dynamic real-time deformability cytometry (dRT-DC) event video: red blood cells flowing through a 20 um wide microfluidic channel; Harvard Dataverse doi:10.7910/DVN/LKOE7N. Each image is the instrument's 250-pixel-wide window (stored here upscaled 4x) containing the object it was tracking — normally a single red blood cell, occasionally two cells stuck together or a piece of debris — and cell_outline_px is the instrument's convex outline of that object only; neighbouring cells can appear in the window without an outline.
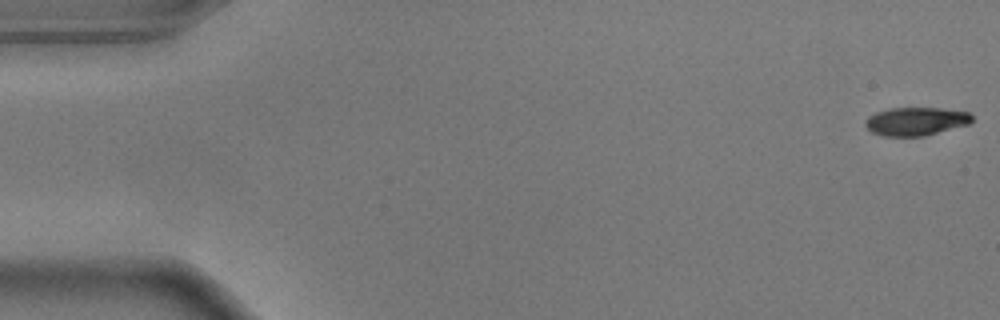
{"species": "common noctule bat (a hibernating species)", "species_latin": "Nyctalus noctula", "temperature_condition": "warm", "stored_images_in_passage": 55, "camera_frame_rate_fps": 3000, "um_per_image_px": 0.085, "animal": {"sex": "male", "body_mass_g": 17.9}, "frame": {"image": 1, "passage_image": 1, "time_ms": 0.0, "image_size_px": [1000, 320], "cell_outline_px": [[972, 120], [968, 124], [924, 136], [884, 136], [872, 132], [864, 124], [864, 120], [868, 116], [876, 112], [888, 108], [940, 108], [968, 112], [972, 116]], "centroid_in_image_um": [77.81, 10.31], "position_along_channel_um": 7.2, "area_um2": 17.51}}
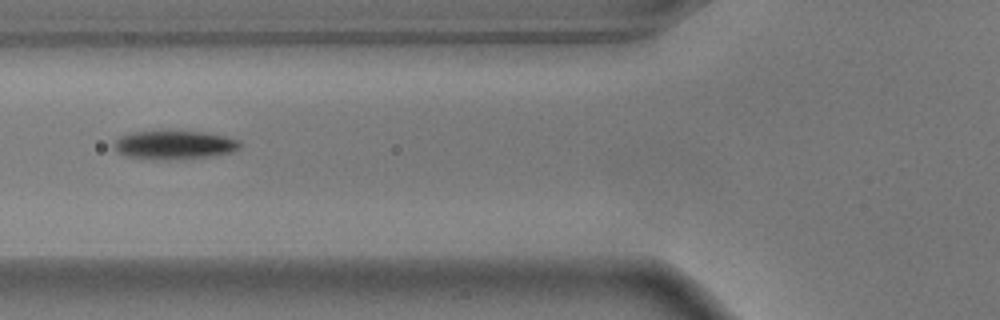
{"frame": {"image": 2, "passage_image": 21, "time_ms": 6.667, "image_size_px": [1000, 320], "cell_outline_px": [[240, 148], [232, 152], [180, 160], [156, 160], [124, 156], [116, 152], [112, 148], [112, 144], [120, 136], [132, 132], [204, 132], [224, 136], [240, 140]], "centroid_in_image_um": [14.76, 12.34], "position_along_channel_um": 111.0, "area_um2": 21.1}}
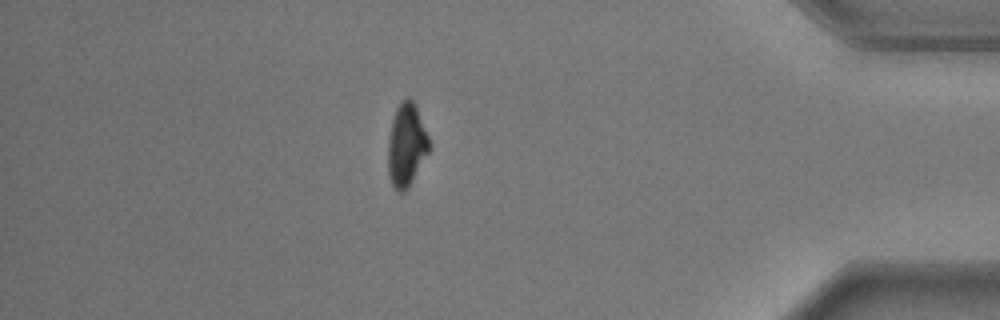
{"frame": {"image": 3, "passage_image": 48, "time_ms": 15.667, "image_size_px": [1000, 320], "cell_outline_px": [[432, 148], [408, 188], [404, 192], [400, 192], [392, 184], [388, 176], [388, 140], [392, 120], [396, 108], [408, 96], [416, 104], [432, 144]], "centroid_in_image_um": [34.58, 12.32], "position_along_channel_um": 400.6, "area_um2": 20.23}, "authors_computed_cell_mechanics": {"area_um2": 20.23, "velocity_mm_per_s": 3.6671, "shape_relaxation_time_tau1_ms": 2.0915, "shape_relaxation_time_tau2_ms": 7.2902, "deformation_change_tau1": 0.1708, "deformation_change_tau2": 0.1191}}